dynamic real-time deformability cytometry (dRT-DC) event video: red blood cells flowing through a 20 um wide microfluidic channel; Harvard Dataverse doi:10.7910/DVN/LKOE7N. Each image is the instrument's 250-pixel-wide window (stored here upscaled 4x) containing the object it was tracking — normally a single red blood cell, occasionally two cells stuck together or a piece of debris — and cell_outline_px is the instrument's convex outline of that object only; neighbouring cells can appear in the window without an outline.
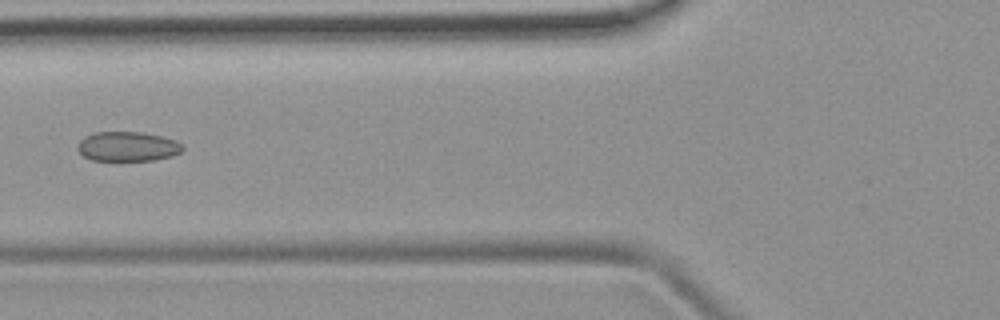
{"species": "common noctule bat (a hibernating species)", "species_latin": "Nyctalus noctula", "temperature_condition": "room temperature", "stored_images_in_passage": 4, "camera_frame_rate_fps": 3000, "um_per_image_px": 0.085, "animal": {"sex": "female", "body_mass_g": 19.9}, "frame": {"image": 1, "passage_image": 4, "time_ms": 3.333, "image_size_px": [1000, 320], "cell_outline_px": [[184, 148], [180, 152], [172, 156], [156, 160], [116, 164], [92, 160], [84, 156], [76, 148], [80, 140], [84, 136], [92, 132], [140, 132], [160, 136], [176, 140]], "centroid_in_image_um": [10.8, 12.51], "position_along_channel_um": 115.0, "area_um2": 19.02}}